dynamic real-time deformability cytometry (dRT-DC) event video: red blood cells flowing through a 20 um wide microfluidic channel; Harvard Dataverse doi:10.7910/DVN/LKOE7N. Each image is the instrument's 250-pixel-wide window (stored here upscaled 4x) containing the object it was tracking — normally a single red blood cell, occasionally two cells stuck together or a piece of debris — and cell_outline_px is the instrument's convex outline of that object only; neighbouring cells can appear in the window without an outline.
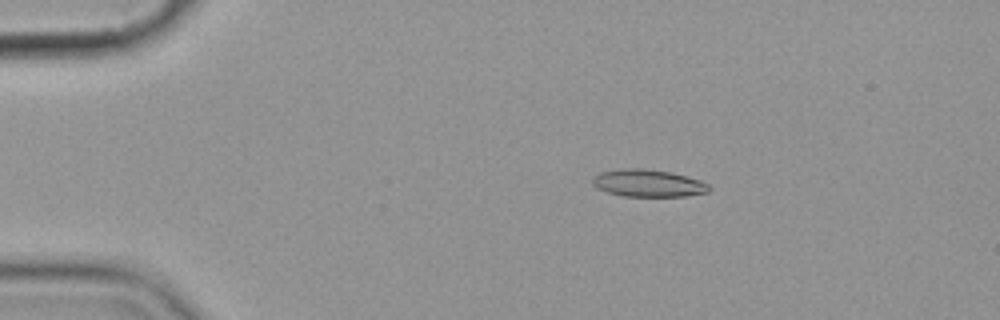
{"species": "common noctule bat (a hibernating species)", "species_latin": "Nyctalus noctula", "temperature_condition": "cold", "stored_images_in_passage": 5, "camera_frame_rate_fps": 3000, "um_per_image_px": 0.085, "animal": {"sex": "female", "body_mass_g": 19.9}, "frame": {"image": 1, "passage_image": 3, "time_ms": 3.333, "image_size_px": [1000, 320], "cell_outline_px": [[712, 188], [708, 192], [688, 196], [620, 196], [596, 188], [592, 184], [592, 180], [600, 172], [620, 168], [644, 168], [672, 172], [688, 176], [700, 180], [708, 184]], "centroid_in_image_um": [55.11, 15.56], "position_along_channel_um": 29.9, "area_um2": 18.79}}